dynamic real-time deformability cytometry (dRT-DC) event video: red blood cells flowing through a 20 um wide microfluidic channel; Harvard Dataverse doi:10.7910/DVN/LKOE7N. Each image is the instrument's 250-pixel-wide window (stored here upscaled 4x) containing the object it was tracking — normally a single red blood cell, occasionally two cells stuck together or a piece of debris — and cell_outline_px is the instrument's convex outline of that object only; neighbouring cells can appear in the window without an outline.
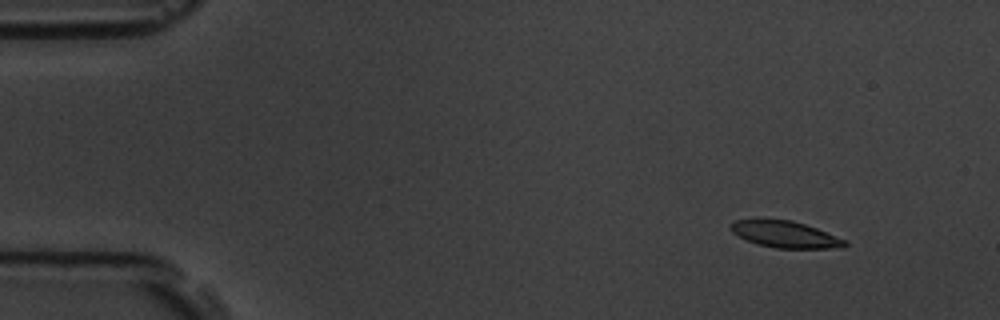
{"species": "common noctule bat (a hibernating species)", "species_latin": "Nyctalus noctula", "temperature_condition": "room temperature", "stored_images_in_passage": 7, "camera_frame_rate_fps": 3000, "um_per_image_px": 0.085, "animal": {"sex": "male", "body_mass_g": 19.5, "forearm_length_mm": 54.6}, "frame": {"image": 1, "passage_image": 1, "time_ms": 0.0, "image_size_px": [1000, 320], "cell_outline_px": [[848, 244], [844, 248], [776, 248], [756, 244], [732, 232], [728, 228], [728, 224], [736, 220], [756, 216], [792, 220], [816, 228], [848, 240]], "centroid_in_image_um": [66.68, 19.87], "position_along_channel_um": 18.3, "area_um2": 18.44}}
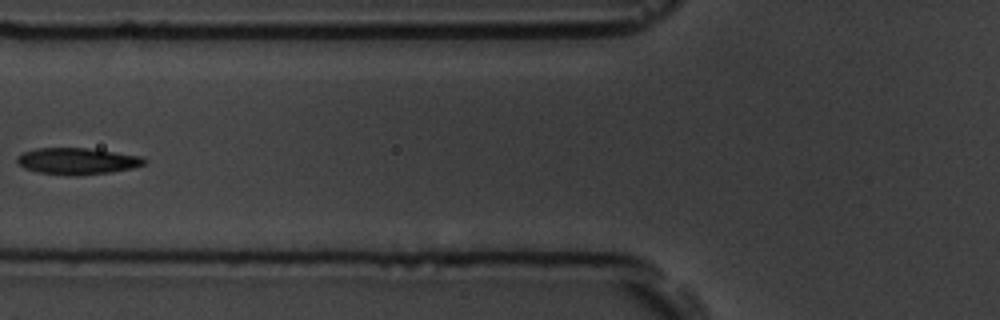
{"frame": {"image": 2, "passage_image": 6, "time_ms": 5.667, "image_size_px": [1000, 320], "cell_outline_px": [[148, 160], [144, 164], [132, 168], [112, 172], [76, 176], [72, 176], [40, 172], [24, 168], [16, 164], [16, 156], [24, 152], [36, 148], [88, 148], [140, 156]], "centroid_in_image_um": [6.54, 13.7], "position_along_channel_um": 119.3, "area_um2": 19.71}}
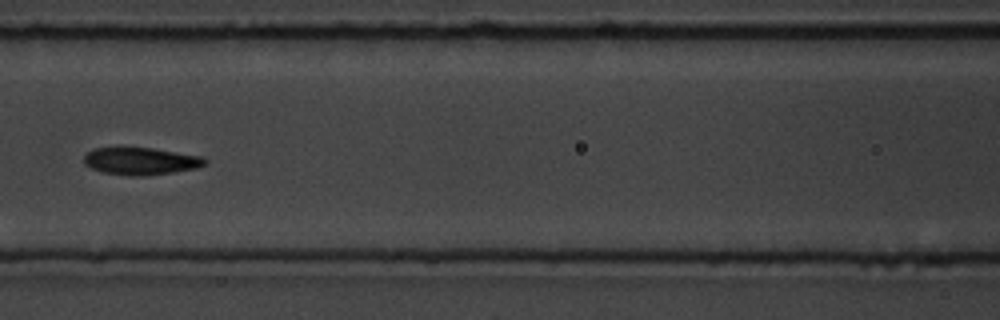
{"frame": {"image": 3, "passage_image": 7, "time_ms": 6.667, "image_size_px": [1000, 320], "cell_outline_px": [[208, 164], [196, 168], [172, 172], [144, 176], [128, 176], [104, 172], [92, 168], [84, 164], [84, 156], [88, 152], [96, 148], [152, 148], [204, 156], [208, 160]], "centroid_in_image_um": [12.02, 13.7], "position_along_channel_um": 154.6, "area_um2": 19.25}}